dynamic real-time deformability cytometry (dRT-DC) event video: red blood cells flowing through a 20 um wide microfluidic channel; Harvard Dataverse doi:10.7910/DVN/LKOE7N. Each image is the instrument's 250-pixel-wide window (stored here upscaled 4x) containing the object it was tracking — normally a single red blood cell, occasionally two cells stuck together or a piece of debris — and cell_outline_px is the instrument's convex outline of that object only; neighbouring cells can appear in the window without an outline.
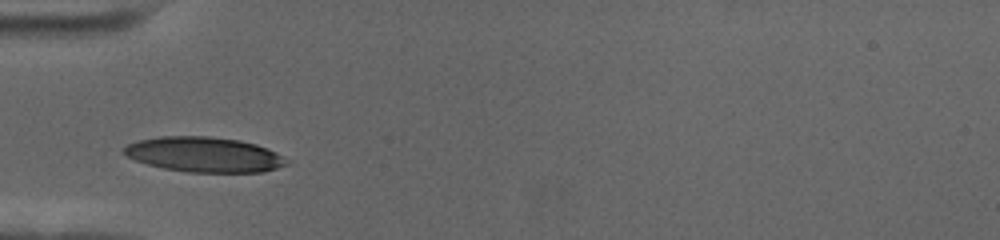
{"species": "human", "species_latin": "Homo sapiens", "temperature_condition": "cold", "stored_images_in_passage": 30, "camera_frame_rate_fps": 3000, "um_per_image_px": 0.085, "donor": {"sex": "female"}, "frame": {"image": 1, "passage_image": 1, "time_ms": 0.0, "image_size_px": [1000, 240], "cell_outline_px": [[288, 164], [264, 172], [188, 172], [164, 168], [148, 164], [136, 160], [120, 152], [120, 148], [128, 144], [140, 140], [160, 136], [208, 136], [240, 140], [256, 144], [268, 148], [276, 152]], "centroid_in_image_um": [17.31, 13.13], "position_along_channel_um": 67.7, "area_um2": 33.12}}
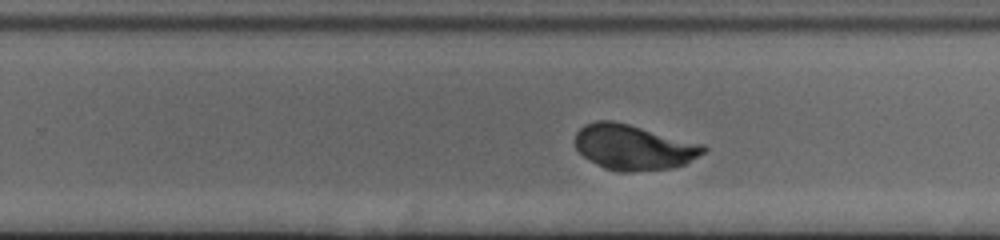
{"frame": {"image": 2, "passage_image": 19, "time_ms": 6.0, "image_size_px": [1000, 240], "cell_outline_px": [[708, 148], [704, 152], [684, 164], [672, 168], [628, 172], [620, 172], [604, 168], [588, 160], [576, 148], [576, 132], [584, 124], [596, 120], [612, 120], [628, 124], [704, 144]], "centroid_in_image_um": [53.84, 12.51], "position_along_channel_um": 276.0, "area_um2": 33.76}}
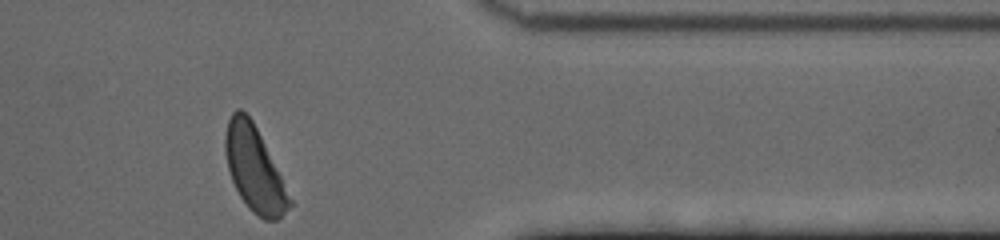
{"frame": {"image": 3, "passage_image": 30, "time_ms": 9.667, "image_size_px": [1000, 240], "cell_outline_px": [[292, 204], [280, 220], [264, 220], [256, 216], [248, 208], [240, 196], [232, 180], [228, 168], [224, 152], [224, 136], [228, 120], [232, 112], [236, 108], [240, 108], [252, 120], [292, 200]], "centroid_in_image_um": [21.59, 14.39], "position_along_channel_um": 389.8, "area_um2": 31.39}, "authors_computed_cell_mechanics": {"area_um2": 33.4373, "velocity_mm_per_s": 3.4973, "shape_relaxation_time_tau1_ms": 3.1591, "shape_relaxation_time_tau2_ms": null, "deformation_change_tau1": 0.1482, "deformation_change_tau2": null}}